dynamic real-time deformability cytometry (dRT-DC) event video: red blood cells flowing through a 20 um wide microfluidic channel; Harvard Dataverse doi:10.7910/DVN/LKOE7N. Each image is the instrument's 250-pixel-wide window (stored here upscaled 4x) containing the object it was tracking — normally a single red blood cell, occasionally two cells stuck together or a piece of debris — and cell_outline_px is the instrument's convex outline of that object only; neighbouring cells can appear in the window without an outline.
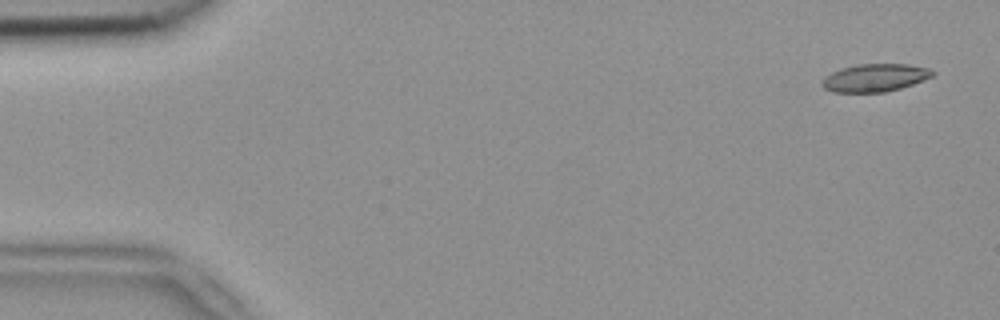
{"species": "common noctule bat (a hibernating species)", "species_latin": "Nyctalus noctula", "temperature_condition": "room temperature", "stored_images_in_passage": 5, "camera_frame_rate_fps": 3000, "um_per_image_px": 0.085, "animal": {"sex": "female", "body_mass_g": 18.4}, "frame": {"image": 1, "passage_image": 1, "time_ms": 0.0, "image_size_px": [1000, 320], "cell_outline_px": [[936, 72], [932, 76], [924, 80], [900, 88], [884, 92], [832, 92], [824, 88], [820, 84], [820, 80], [832, 72], [840, 68], [856, 64], [908, 64], [928, 68]], "centroid_in_image_um": [74.34, 6.6], "position_along_channel_um": 10.7, "area_um2": 17.98}}
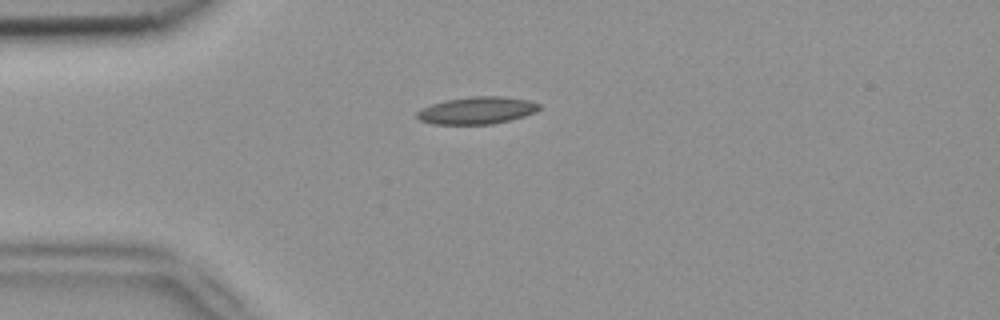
{"frame": {"image": 2, "passage_image": 4, "time_ms": 1.0, "image_size_px": [1000, 320], "cell_outline_px": [[540, 108], [536, 112], [524, 116], [492, 124], [432, 124], [420, 120], [416, 116], [416, 112], [432, 104], [448, 100], [472, 96], [500, 96], [528, 100], [540, 104]], "centroid_in_image_um": [40.55, 9.39], "position_along_channel_um": 44.4, "area_um2": 19.19}}